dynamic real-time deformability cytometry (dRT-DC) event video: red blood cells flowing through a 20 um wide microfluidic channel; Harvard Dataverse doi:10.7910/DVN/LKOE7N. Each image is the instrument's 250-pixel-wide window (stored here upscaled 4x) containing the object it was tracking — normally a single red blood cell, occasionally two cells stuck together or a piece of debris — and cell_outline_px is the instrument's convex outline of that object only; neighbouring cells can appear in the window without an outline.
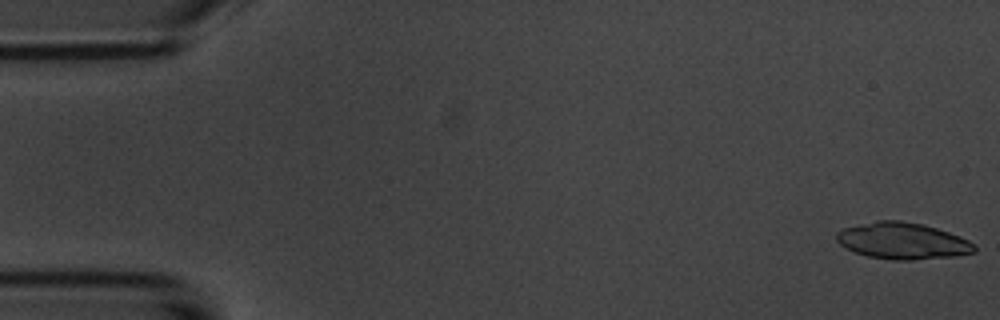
{"species": "common noctule bat (a hibernating species)", "species_latin": "Nyctalus noctula", "temperature_condition": "room temperature", "stored_images_in_passage": 26, "camera_frame_rate_fps": 3000, "um_per_image_px": 0.085, "animal": {"sex": "male", "body_mass_g": 20.1, "forearm_length_mm": 53.5}, "frame": {"image": 1, "passage_image": 1, "time_ms": 0.0, "image_size_px": [1000, 320], "cell_outline_px": [[976, 252], [956, 256], [912, 260], [892, 260], [868, 256], [844, 248], [836, 240], [836, 232], [844, 228], [876, 220], [900, 220], [924, 224], [960, 236], [976, 244]], "centroid_in_image_um": [76.73, 20.47], "position_along_channel_um": 8.3, "area_um2": 29.54}}